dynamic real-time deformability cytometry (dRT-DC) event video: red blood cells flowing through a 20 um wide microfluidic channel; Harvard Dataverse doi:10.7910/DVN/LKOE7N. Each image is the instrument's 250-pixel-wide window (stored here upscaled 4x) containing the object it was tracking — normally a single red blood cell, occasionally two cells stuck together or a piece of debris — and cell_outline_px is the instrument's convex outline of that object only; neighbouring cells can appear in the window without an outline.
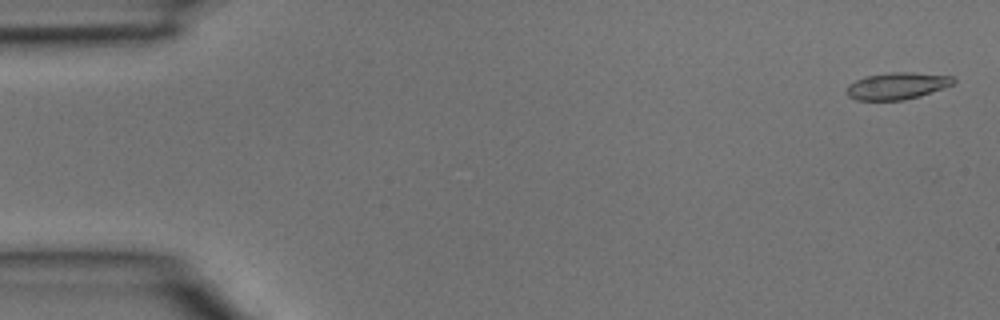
{"species": "common noctule bat (a hibernating species)", "species_latin": "Nyctalus noctula", "temperature_condition": "room temperature", "stored_images_in_passage": 3, "camera_frame_rate_fps": 3000, "um_per_image_px": 0.085, "animal": {"sex": "male", "body_mass_g": 15.6}, "frame": {"image": 1, "passage_image": 1, "time_ms": 0.0, "image_size_px": [1000, 320], "cell_outline_px": [[956, 80], [952, 84], [920, 96], [904, 100], [856, 100], [848, 96], [848, 84], [864, 76], [888, 72], [916, 72], [952, 76]], "centroid_in_image_um": [76.24, 7.29], "position_along_channel_um": 8.8, "area_um2": 16.7}}